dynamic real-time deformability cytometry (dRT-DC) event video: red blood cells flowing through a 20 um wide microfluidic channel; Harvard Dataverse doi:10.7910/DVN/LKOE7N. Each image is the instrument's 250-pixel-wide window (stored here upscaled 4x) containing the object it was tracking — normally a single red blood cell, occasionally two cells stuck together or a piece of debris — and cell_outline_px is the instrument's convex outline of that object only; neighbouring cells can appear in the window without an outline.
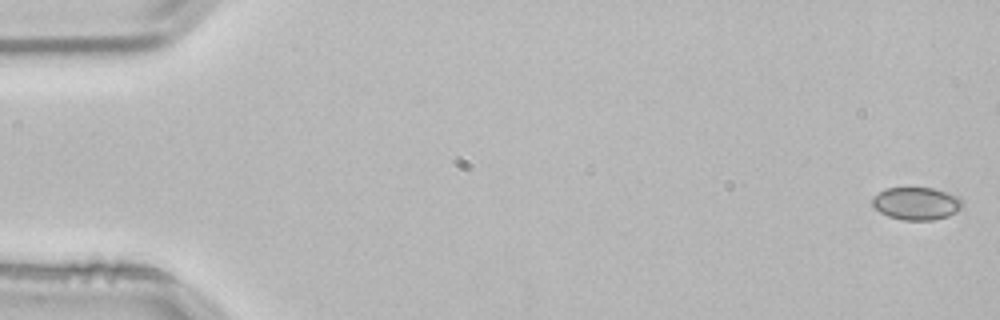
{"species": "common noctule bat (a hibernating species)", "species_latin": "Nyctalus noctula", "temperature_condition": "room temperature", "stored_images_in_passage": 48, "camera_frame_rate_fps": 3000, "um_per_image_px": 0.085, "animal": {"sex": "male", "body_mass_g": 21.5, "forearm_length_mm": 52.0}, "frame": {"image": 1, "passage_image": 1, "time_ms": 0.0, "image_size_px": [1000, 320], "cell_outline_px": [[964, 208], [948, 216], [932, 220], [904, 220], [888, 216], [880, 212], [872, 204], [872, 196], [888, 188], [932, 188], [956, 196], [964, 204]], "centroid_in_image_um": [77.9, 17.31], "position_along_channel_um": 7.1, "area_um2": 16.99}}
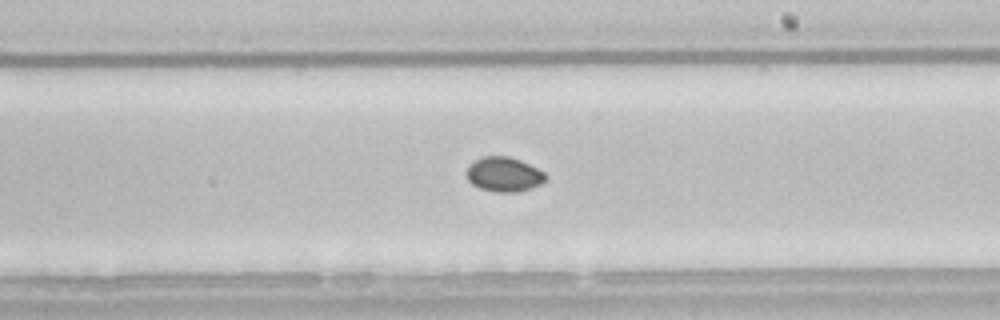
{"frame": {"image": 2, "passage_image": 31, "time_ms": 10.0, "image_size_px": [1000, 320], "cell_outline_px": [[548, 180], [540, 184], [516, 192], [496, 192], [480, 188], [472, 184], [468, 180], [468, 164], [472, 160], [480, 156], [508, 156], [520, 160], [544, 172], [548, 176]], "centroid_in_image_um": [42.83, 14.8], "position_along_channel_um": 246.2, "area_um2": 15.95}}
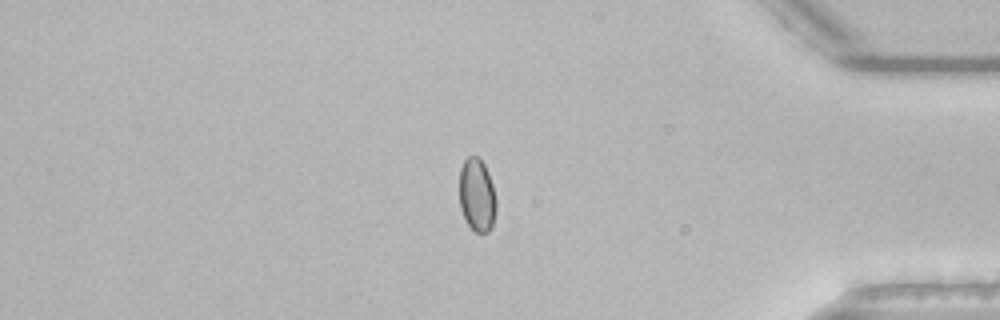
{"frame": {"image": 3, "passage_image": 45, "time_ms": 14.667, "image_size_px": [1000, 320], "cell_outline_px": [[496, 212], [492, 224], [488, 232], [476, 232], [464, 220], [460, 208], [460, 168], [464, 160], [468, 156], [480, 156], [488, 172], [492, 184], [496, 200]], "centroid_in_image_um": [40.53, 16.56], "position_along_channel_um": 394.7, "area_um2": 15.78}}